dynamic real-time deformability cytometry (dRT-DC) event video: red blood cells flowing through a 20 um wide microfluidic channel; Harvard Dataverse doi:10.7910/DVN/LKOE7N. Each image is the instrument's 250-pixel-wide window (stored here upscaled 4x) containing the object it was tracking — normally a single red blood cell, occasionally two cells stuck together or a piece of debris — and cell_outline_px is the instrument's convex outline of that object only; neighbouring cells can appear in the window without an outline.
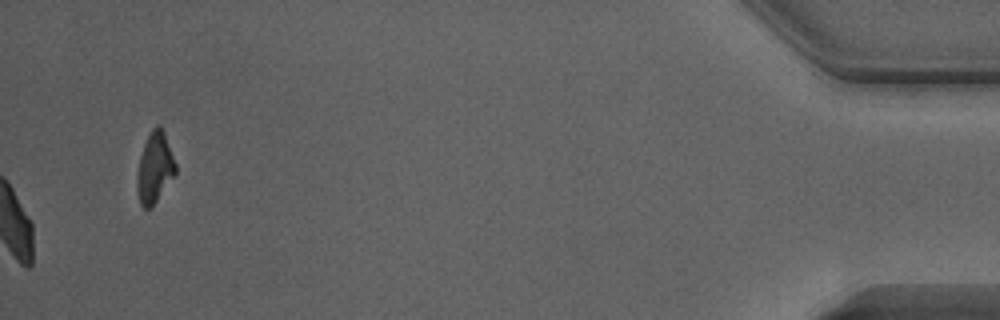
{"species": "Egyptian fruit bat (a non-hibernating species)", "species_latin": "Rousettus aegyptiacus", "temperature_condition": "warm", "stored_images_in_passage": 41, "camera_frame_rate_fps": 3000, "um_per_image_px": 0.085, "animal": {"sex": "male"}, "frame": {"image": 1, "passage_image": 41, "time_ms": 13.333, "image_size_px": [1000, 320], "cell_outline_px": [[176, 172], [156, 200], [148, 208], [144, 208], [140, 204], [136, 188], [136, 176], [140, 156], [144, 144], [152, 128], [156, 124], [160, 124], [164, 132], [176, 164]], "centroid_in_image_um": [13.13, 14.21], "position_along_channel_um": 422.1, "area_um2": 15.55}, "authors_computed_cell_mechanics": {"area_um2": 19.652, "velocity_mm_per_s": 4.0264, "shape_relaxation_time_tau1_ms": 3.702, "shape_relaxation_time_tau2_ms": 1.0472, "deformation_change_tau1": 0.1245, "deformation_change_tau2": 0.0586}}